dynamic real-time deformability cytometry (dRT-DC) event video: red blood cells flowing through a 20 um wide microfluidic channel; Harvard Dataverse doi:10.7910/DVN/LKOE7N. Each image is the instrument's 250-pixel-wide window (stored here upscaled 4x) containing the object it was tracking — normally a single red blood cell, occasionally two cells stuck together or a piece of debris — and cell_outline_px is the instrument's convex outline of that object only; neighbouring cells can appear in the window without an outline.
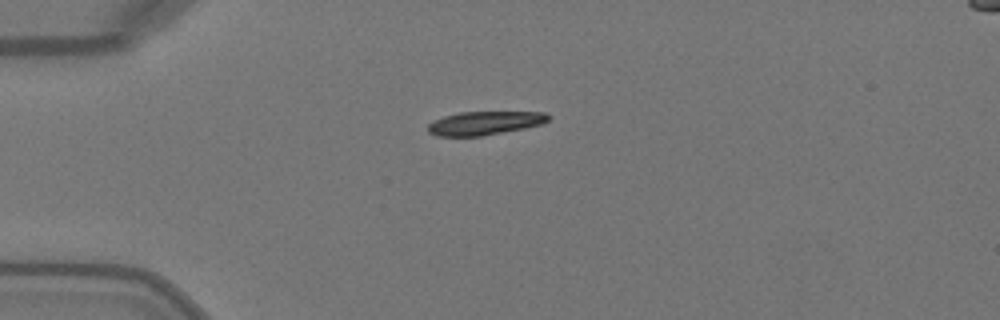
{"species": "Egyptian fruit bat (a non-hibernating species)", "species_latin": "Rousettus aegyptiacus", "temperature_condition": "warm", "stored_images_in_passage": 38, "camera_frame_rate_fps": 3000, "um_per_image_px": 0.085, "animal": {"sex": "female"}, "frame": {"image": 1, "passage_image": 1, "time_ms": 0.0, "image_size_px": [1000, 320], "cell_outline_px": [[552, 116], [548, 120], [540, 124], [524, 128], [480, 136], [436, 136], [428, 132], [428, 124], [432, 120], [444, 116], [460, 112], [548, 112]], "centroid_in_image_um": [41.18, 10.45], "position_along_channel_um": 43.8, "area_um2": 16.53}}
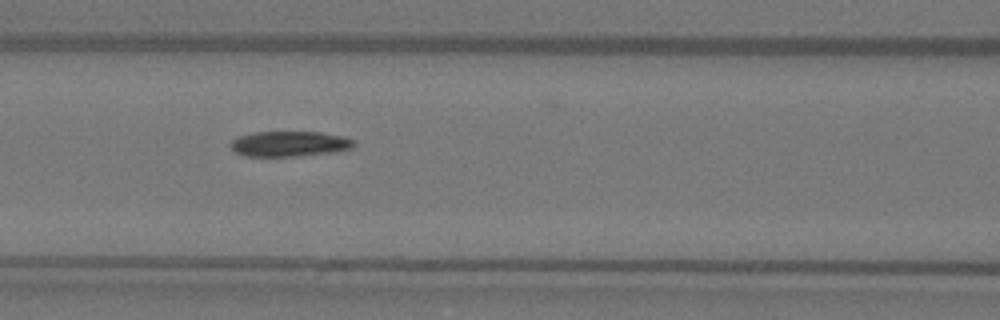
{"frame": {"image": 2, "passage_image": 10, "time_ms": 3.0, "image_size_px": [1000, 320], "cell_outline_px": [[356, 144], [352, 148], [332, 152], [296, 156], [244, 156], [236, 152], [228, 144], [236, 136], [252, 132], [320, 132], [344, 136], [352, 140]], "centroid_in_image_um": [24.56, 12.22], "position_along_channel_um": 142.0, "area_um2": 18.26}}
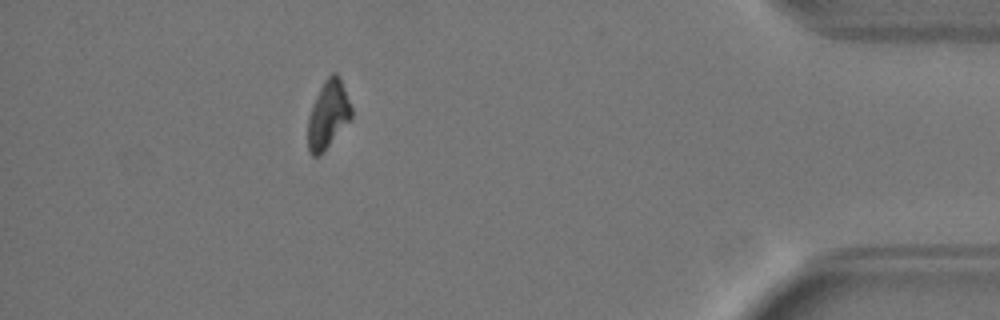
{"frame": {"image": 3, "passage_image": 33, "time_ms": 10.667, "image_size_px": [1000, 320], "cell_outline_px": [[352, 116], [324, 152], [320, 156], [312, 156], [308, 152], [308, 116], [316, 96], [324, 80], [332, 72], [336, 72], [340, 80], [352, 108]], "centroid_in_image_um": [27.86, 9.78], "position_along_channel_um": 407.3, "area_um2": 16.99}, "authors_computed_cell_mechanics": {"area_um2": 18.5538, "velocity_mm_per_s": 4.0898, "shape_relaxation_time_tau1_ms": 3.1737, "shape_relaxation_time_tau2_ms": null, "deformation_change_tau1": 0.1495, "deformation_change_tau2": null}}